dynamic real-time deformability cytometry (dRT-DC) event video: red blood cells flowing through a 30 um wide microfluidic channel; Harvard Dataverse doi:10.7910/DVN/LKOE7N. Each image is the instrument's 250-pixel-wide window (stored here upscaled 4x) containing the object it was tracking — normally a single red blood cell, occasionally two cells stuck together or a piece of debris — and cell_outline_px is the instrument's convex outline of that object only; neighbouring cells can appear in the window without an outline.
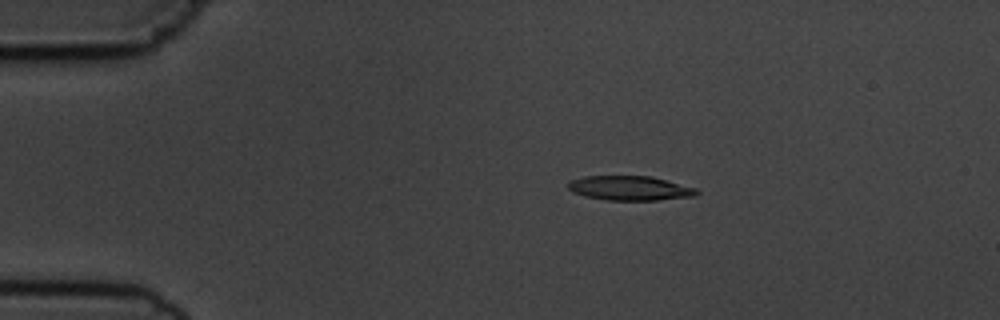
{"species": "common noctule bat (a hibernating species)", "species_latin": "Nyctalus noctula", "temperature_condition": "cold", "stored_images_in_passage": 4, "camera_frame_rate_fps": 3000, "um_per_image_px": 0.085, "animal": {"sex": "male", "body_mass_g": 19.5, "forearm_length_mm": 54.6}, "frame": {"image": 1, "passage_image": 3, "time_ms": 2.0, "image_size_px": [1000, 320], "cell_outline_px": [[700, 192], [692, 196], [656, 200], [608, 200], [584, 196], [572, 192], [568, 188], [568, 180], [584, 176], [652, 176], [696, 188]], "centroid_in_image_um": [53.49, 15.98], "position_along_channel_um": 31.5, "area_um2": 18.32}}